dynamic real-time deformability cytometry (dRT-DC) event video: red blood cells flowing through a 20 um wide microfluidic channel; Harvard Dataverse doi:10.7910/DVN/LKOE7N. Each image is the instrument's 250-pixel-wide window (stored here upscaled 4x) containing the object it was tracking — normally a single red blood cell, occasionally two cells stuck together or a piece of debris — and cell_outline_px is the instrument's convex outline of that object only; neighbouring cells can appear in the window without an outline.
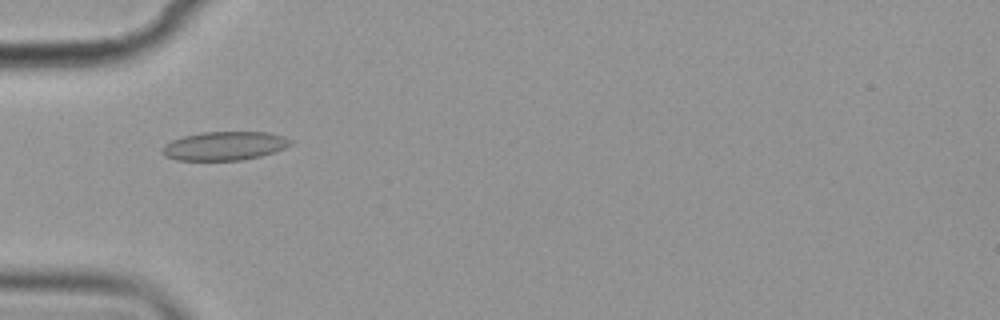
{"species": "common noctule bat (a hibernating species)", "species_latin": "Nyctalus noctula", "temperature_condition": "cold", "stored_images_in_passage": 57, "camera_frame_rate_fps": 3000, "um_per_image_px": 0.085, "animal": {"sex": "female", "body_mass_g": 19.9}, "frame": {"image": 1, "passage_image": 19, "time_ms": 6.0, "image_size_px": [1000, 320], "cell_outline_px": [[292, 144], [276, 152], [260, 156], [240, 160], [176, 160], [164, 156], [160, 152], [160, 148], [164, 144], [172, 140], [184, 136], [204, 132], [268, 132], [284, 136], [292, 140]], "centroid_in_image_um": [19.07, 12.4], "position_along_channel_um": 65.9, "area_um2": 21.62}}
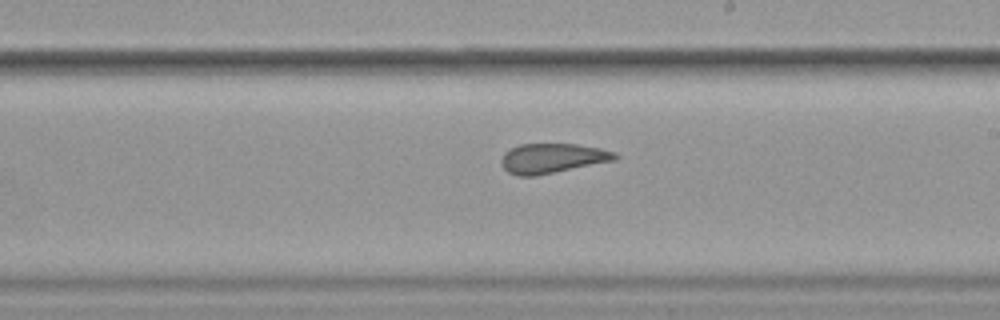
{"frame": {"image": 2, "passage_image": 34, "time_ms": 11.0, "image_size_px": [1000, 320], "cell_outline_px": [[620, 156], [616, 160], [536, 176], [516, 176], [508, 172], [500, 164], [500, 160], [504, 152], [520, 144], [576, 144], [600, 148], [616, 152]], "centroid_in_image_um": [46.95, 13.46], "position_along_channel_um": 242.1, "area_um2": 19.88}}
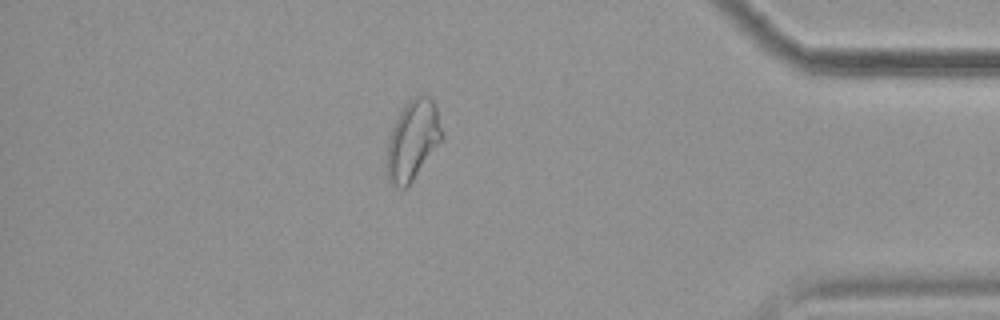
{"frame": {"image": 3, "passage_image": 50, "time_ms": 16.333, "image_size_px": [1000, 320], "cell_outline_px": [[444, 140], [408, 188], [400, 188], [392, 184], [388, 180], [388, 144], [392, 128], [404, 104], [408, 100], [416, 96], [428, 96], [432, 100], [436, 108], [444, 132]], "centroid_in_image_um": [35.14, 11.94], "position_along_channel_um": 400.1, "area_um2": 25.84}, "authors_computed_cell_mechanics": {"area_um2": 22.1374, "velocity_mm_per_s": 3.5666, "shape_relaxation_time_tau1_ms": null, "shape_relaxation_time_tau2_ms": 1.9661, "deformation_change_tau1": null, "deformation_change_tau2": 0.0812}}